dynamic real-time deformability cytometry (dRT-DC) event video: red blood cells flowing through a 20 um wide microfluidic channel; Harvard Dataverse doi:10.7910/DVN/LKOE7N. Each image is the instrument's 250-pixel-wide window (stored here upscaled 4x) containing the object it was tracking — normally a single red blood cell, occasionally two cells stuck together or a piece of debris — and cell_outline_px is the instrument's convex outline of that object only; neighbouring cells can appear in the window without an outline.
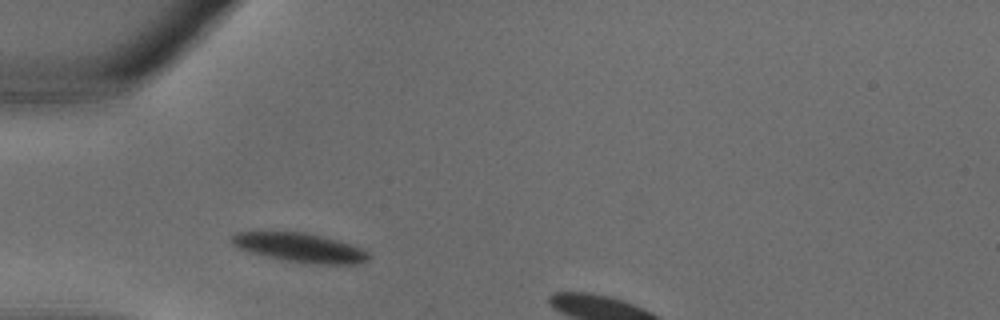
{"species": "common noctule bat (a hibernating species)", "species_latin": "Nyctalus noctula", "temperature_condition": "warm", "stored_images_in_passage": 4, "camera_frame_rate_fps": 3000, "um_per_image_px": 0.085, "animal": {"sex": "male", "body_mass_g": 18.8}, "frame": {"image": 1, "passage_image": 1, "time_ms": 0.0, "image_size_px": [1000, 320], "cell_outline_px": [[368, 260], [352, 264], [316, 264], [284, 260], [264, 256], [236, 248], [228, 240], [236, 232], [304, 232], [324, 236], [360, 248], [368, 252]], "centroid_in_image_um": [25.41, 21.04], "position_along_channel_um": 59.6, "area_um2": 23.06}}
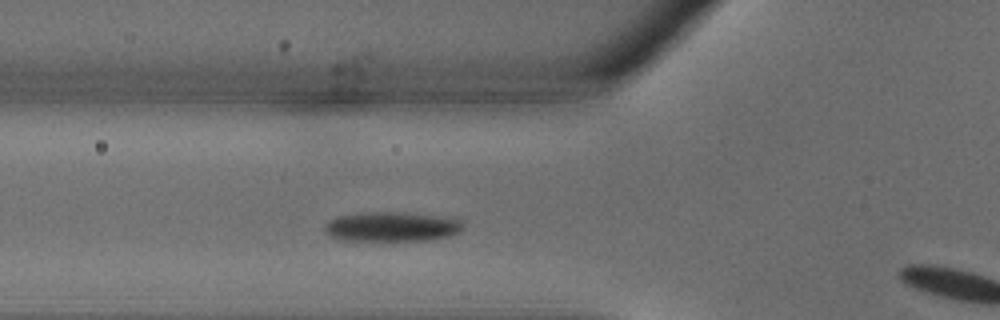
{"frame": {"image": 2, "passage_image": 3, "time_ms": 0.667, "image_size_px": [1000, 320], "cell_outline_px": [[464, 228], [460, 232], [448, 236], [428, 240], [340, 240], [328, 236], [324, 232], [324, 224], [328, 220], [336, 216], [364, 212], [396, 212], [432, 216], [460, 220], [464, 224]], "centroid_in_image_um": [33.21, 19.27], "position_along_channel_um": 92.6, "area_um2": 23.81}}